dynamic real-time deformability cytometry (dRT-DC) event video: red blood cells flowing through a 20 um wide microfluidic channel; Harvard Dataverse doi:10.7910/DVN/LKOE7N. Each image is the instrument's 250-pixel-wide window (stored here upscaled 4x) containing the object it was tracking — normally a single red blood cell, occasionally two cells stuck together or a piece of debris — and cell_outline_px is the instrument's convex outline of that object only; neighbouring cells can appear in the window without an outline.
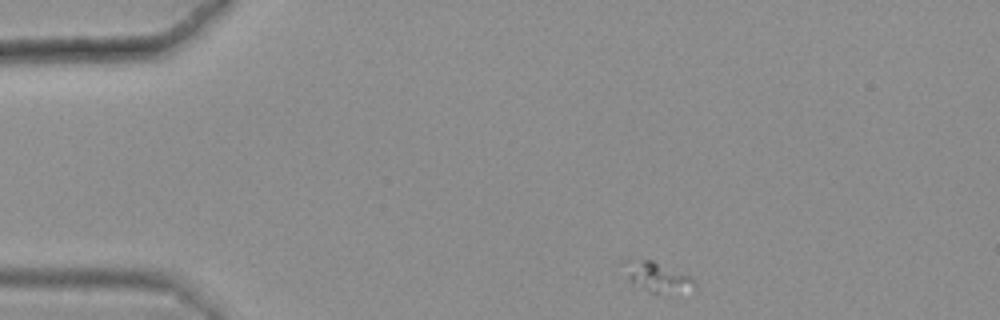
{"species": "common noctule bat (a hibernating species)", "species_latin": "Nyctalus noctula", "temperature_condition": "warm", "stored_images_in_passage": 37, "camera_frame_rate_fps": 3000, "um_per_image_px": 0.085, "animal": {"sex": "female", "body_mass_g": 25.1}, "frame": {"image": 1, "passage_image": 1, "time_ms": 0.0, "image_size_px": [1000, 320], "cell_outline_px": [[696, 288], [676, 296], [652, 292], [632, 284], [628, 280], [616, 264], [616, 260], [652, 260], [692, 276], [696, 284]], "centroid_in_image_um": [55.8, 23.55], "position_along_channel_um": 29.2, "area_um2": 13.35}}
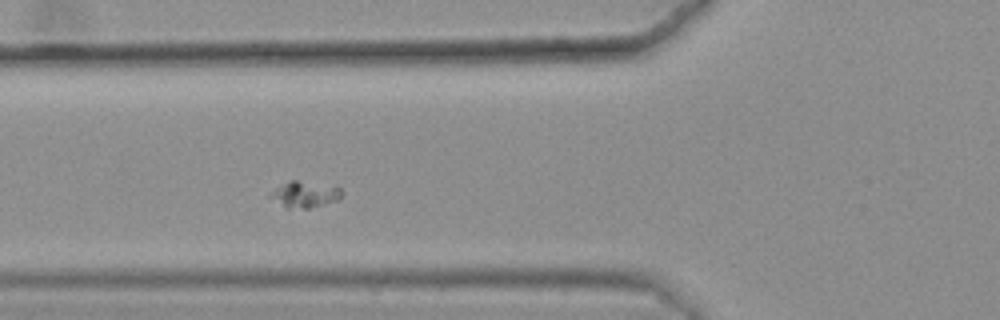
{"frame": {"image": 2, "passage_image": 12, "time_ms": 3.667, "image_size_px": [1000, 320], "cell_outline_px": [[340, 200], [308, 208], [284, 208], [268, 196], [276, 188], [292, 180], [296, 180], [336, 184], [340, 188]], "centroid_in_image_um": [25.95, 16.51], "position_along_channel_um": 99.9, "area_um2": 11.04}}
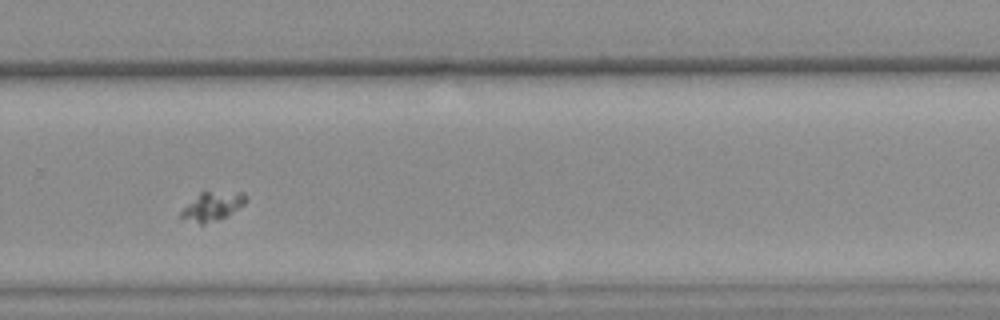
{"frame": {"image": 3, "passage_image": 30, "time_ms": 9.667, "image_size_px": [1000, 320], "cell_outline_px": [[248, 200], [244, 204], [228, 216], [204, 224], [200, 224], [180, 220], [180, 212], [200, 192], [244, 192], [248, 196]], "centroid_in_image_um": [18.06, 17.55], "position_along_channel_um": 311.7, "area_um2": 10.98}}